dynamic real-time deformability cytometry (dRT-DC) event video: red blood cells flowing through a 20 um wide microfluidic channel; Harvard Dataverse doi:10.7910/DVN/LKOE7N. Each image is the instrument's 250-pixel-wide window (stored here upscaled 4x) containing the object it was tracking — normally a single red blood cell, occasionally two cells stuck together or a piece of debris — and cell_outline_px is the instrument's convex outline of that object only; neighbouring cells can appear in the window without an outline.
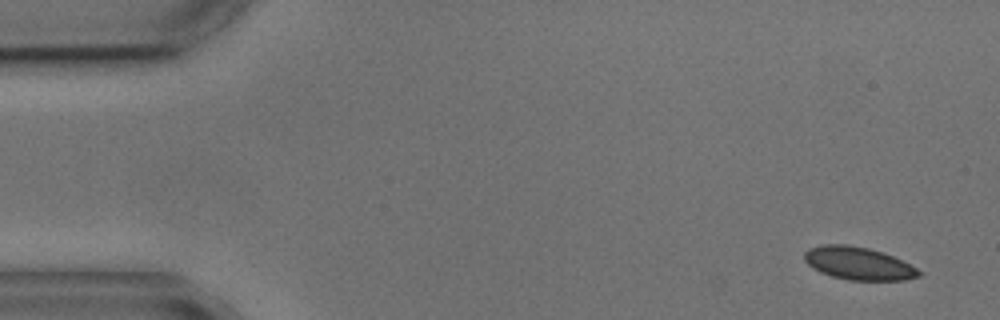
{"species": "common noctule bat (a hibernating species)", "species_latin": "Nyctalus noctula", "temperature_condition": "cold", "stored_images_in_passage": 4, "camera_frame_rate_fps": 3000, "um_per_image_px": 0.085, "animal": {"sex": "male", "body_mass_g": 17.9, "forearm_length_mm": 54.2}, "frame": {"image": 1, "passage_image": 1, "time_ms": 0.0, "image_size_px": [1000, 320], "cell_outline_px": [[924, 272], [920, 276], [904, 280], [848, 280], [832, 276], [820, 272], [812, 268], [804, 260], [804, 252], [808, 248], [824, 244], [848, 244], [868, 248], [892, 256]], "centroid_in_image_um": [72.93, 22.39], "position_along_channel_um": 12.1, "area_um2": 21.85}}
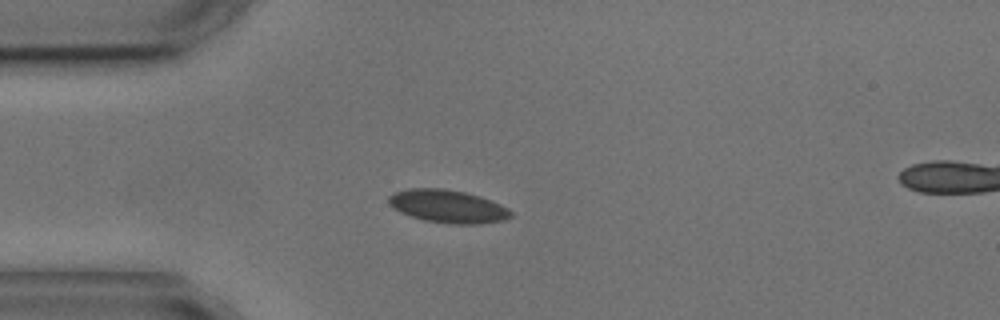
{"frame": {"image": 2, "passage_image": 4, "time_ms": 3.667, "image_size_px": [1000, 320], "cell_outline_px": [[512, 216], [504, 220], [480, 224], [448, 224], [424, 220], [400, 212], [392, 208], [388, 204], [388, 196], [392, 192], [408, 188], [444, 188], [464, 192], [480, 196], [500, 204], [508, 208], [512, 212]], "centroid_in_image_um": [38.03, 17.53], "position_along_channel_um": 47.0, "area_um2": 23.7}}